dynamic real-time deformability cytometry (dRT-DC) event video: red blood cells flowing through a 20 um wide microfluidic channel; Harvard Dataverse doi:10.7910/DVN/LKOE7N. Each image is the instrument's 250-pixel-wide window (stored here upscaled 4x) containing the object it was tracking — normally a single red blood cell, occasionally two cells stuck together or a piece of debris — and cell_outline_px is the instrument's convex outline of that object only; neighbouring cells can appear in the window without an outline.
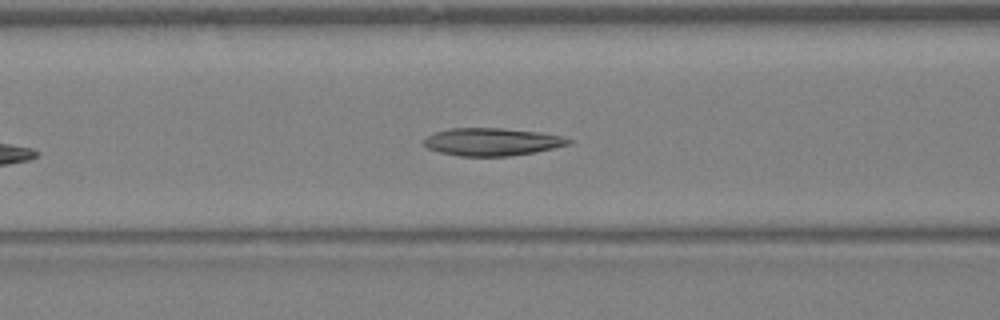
{"species": "Egyptian fruit bat (a non-hibernating species)", "species_latin": "Rousettus aegyptiacus", "temperature_condition": "warm", "stored_images_in_passage": 29, "camera_frame_rate_fps": 3000, "um_per_image_px": 0.085, "animal": {"sex": "female"}, "frame": {"image": 1, "passage_image": 8, "time_ms": 2.333, "image_size_px": [1000, 320], "cell_outline_px": [[572, 144], [556, 148], [536, 152], [508, 156], [460, 156], [440, 152], [428, 148], [420, 144], [420, 140], [436, 132], [448, 128], [504, 128], [540, 132], [564, 136], [572, 140]], "centroid_in_image_um": [41.83, 12.05], "position_along_channel_um": 124.8, "area_um2": 23.7}}
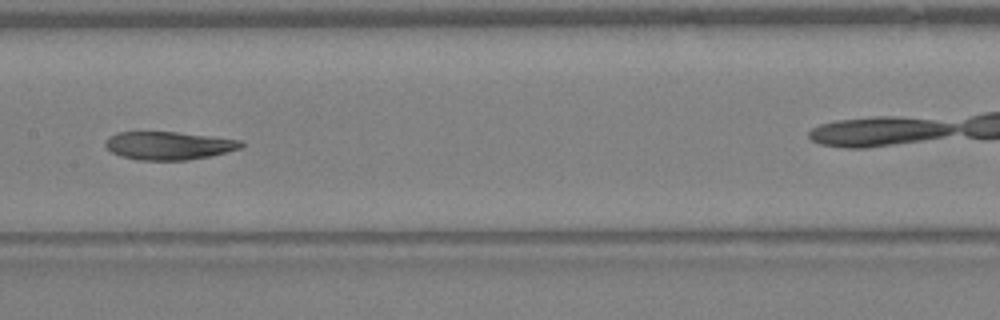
{"frame": {"image": 2, "passage_image": 12, "time_ms": 3.667, "image_size_px": [1000, 320], "cell_outline_px": [[244, 144], [240, 148], [212, 156], [188, 160], [136, 160], [120, 156], [112, 152], [104, 144], [108, 136], [116, 132], [176, 132], [240, 140]], "centroid_in_image_um": [14.3, 12.38], "position_along_channel_um": 193.1, "area_um2": 22.2}}
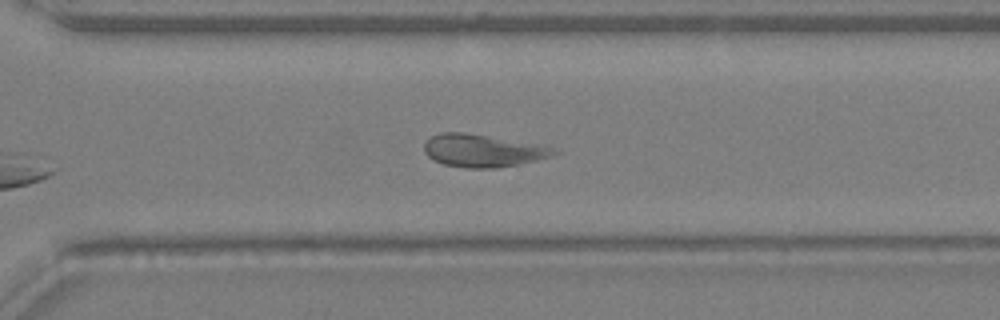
{"frame": {"image": 3, "passage_image": 20, "time_ms": 6.333, "image_size_px": [1000, 320], "cell_outline_px": [[560, 152], [552, 156], [520, 164], [496, 168], [468, 168], [444, 164], [428, 156], [424, 152], [424, 144], [432, 136], [440, 132], [464, 132], [544, 144], [556, 148]], "centroid_in_image_um": [41.11, 12.79], "position_along_channel_um": 329.5, "area_um2": 24.91}}